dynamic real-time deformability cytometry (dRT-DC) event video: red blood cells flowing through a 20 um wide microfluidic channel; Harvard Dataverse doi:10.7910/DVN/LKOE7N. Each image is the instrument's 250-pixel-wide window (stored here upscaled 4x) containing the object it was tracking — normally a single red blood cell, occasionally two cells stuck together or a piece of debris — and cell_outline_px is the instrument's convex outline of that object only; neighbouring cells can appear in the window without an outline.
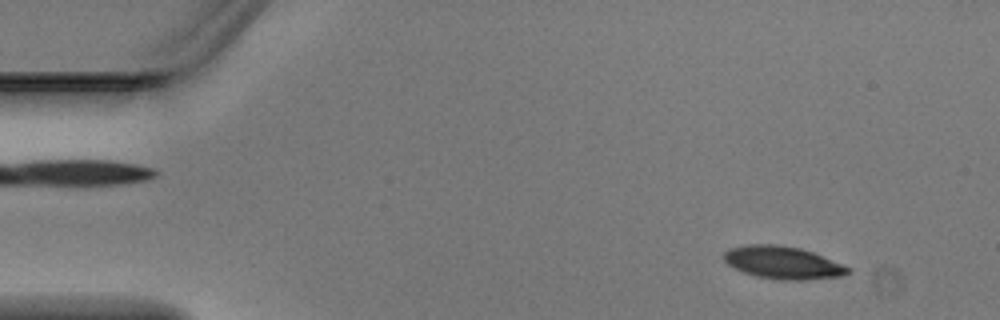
{"species": "Egyptian fruit bat (a non-hibernating species)", "species_latin": "Rousettus aegyptiacus", "temperature_condition": "warm", "stored_images_in_passage": 4, "camera_frame_rate_fps": 3000, "um_per_image_px": 0.085, "animal": {"sex": "male"}, "frame": {"image": 1, "passage_image": 1, "time_ms": 0.0, "image_size_px": [1000, 320], "cell_outline_px": [[852, 272], [844, 276], [804, 280], [780, 280], [756, 276], [744, 272], [728, 264], [724, 260], [724, 252], [728, 248], [748, 244], [780, 244], [800, 248], [812, 252], [852, 268]], "centroid_in_image_um": [66.57, 22.32], "position_along_channel_um": 18.4, "area_um2": 23.7}}
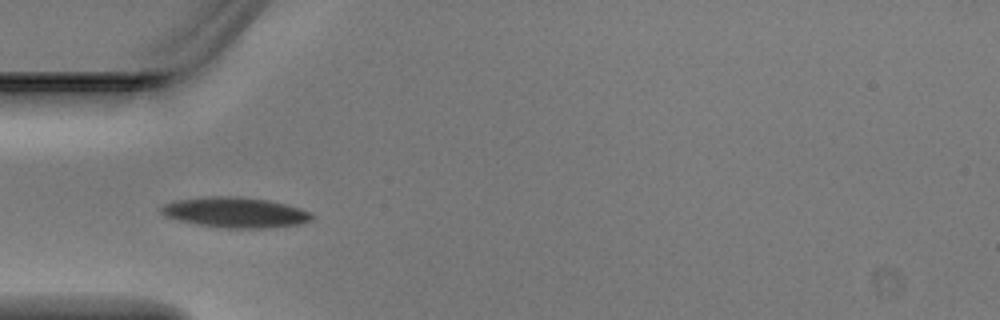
{"frame": {"image": 2, "passage_image": 4, "time_ms": 1.0, "image_size_px": [1000, 320], "cell_outline_px": [[316, 216], [312, 220], [300, 224], [276, 228], [224, 228], [200, 224], [180, 220], [164, 216], [160, 212], [160, 208], [164, 204], [176, 200], [204, 196], [240, 196], [268, 200], [300, 208], [312, 212]], "centroid_in_image_um": [20.05, 18.05], "position_along_channel_um": 65.0, "area_um2": 26.93}}